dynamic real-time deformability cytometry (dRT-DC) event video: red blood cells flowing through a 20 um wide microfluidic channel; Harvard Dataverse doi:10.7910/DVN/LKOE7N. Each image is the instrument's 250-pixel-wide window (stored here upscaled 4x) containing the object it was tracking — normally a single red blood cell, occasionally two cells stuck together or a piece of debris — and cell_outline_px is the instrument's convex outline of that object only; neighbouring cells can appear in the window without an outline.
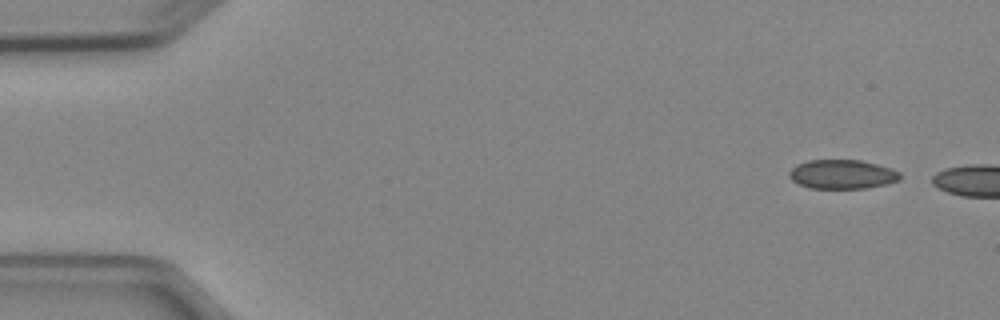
{"species": "Egyptian fruit bat (a non-hibernating species)", "species_latin": "Rousettus aegyptiacus", "temperature_condition": "cold", "stored_images_in_passage": 2, "camera_frame_rate_fps": 3000, "um_per_image_px": 0.085, "animal": {"sex": "female"}, "frame": {"image": 1, "passage_image": 1, "time_ms": 0.0, "image_size_px": [1000, 320], "cell_outline_px": [[900, 180], [888, 184], [868, 188], [808, 188], [792, 180], [788, 176], [788, 172], [796, 164], [808, 160], [860, 160], [892, 168], [900, 172]], "centroid_in_image_um": [71.59, 14.81], "position_along_channel_um": 13.4, "area_um2": 18.96}}